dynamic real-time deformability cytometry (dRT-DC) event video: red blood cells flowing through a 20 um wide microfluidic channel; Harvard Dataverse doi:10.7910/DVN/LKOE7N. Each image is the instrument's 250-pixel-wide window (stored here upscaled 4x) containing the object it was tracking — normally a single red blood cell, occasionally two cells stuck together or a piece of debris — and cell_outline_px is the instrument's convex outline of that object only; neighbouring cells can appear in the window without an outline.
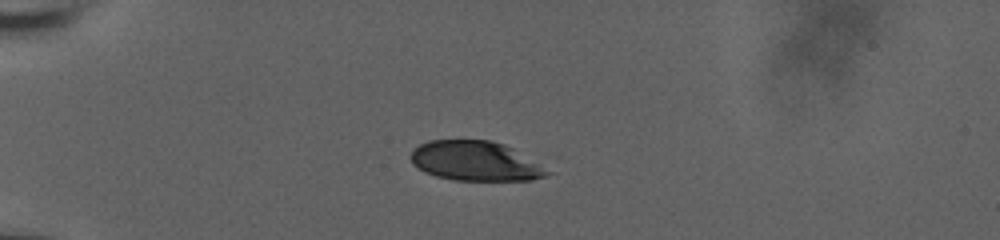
{"species": "human", "species_latin": "Homo sapiens", "temperature_condition": "room temperature", "stored_images_in_passage": 42, "camera_frame_rate_fps": 3000, "um_per_image_px": 0.085, "donor": {"sex": "male"}, "frame": {"image": 1, "passage_image": 1, "time_ms": 0.0, "image_size_px": [1000, 240], "cell_outline_px": [[556, 172], [532, 180], [452, 180], [436, 176], [424, 172], [412, 164], [412, 152], [420, 144], [428, 140], [492, 140], [504, 144], [512, 148]], "centroid_in_image_um": [40.46, 13.69], "position_along_channel_um": 44.5, "area_um2": 31.67}}
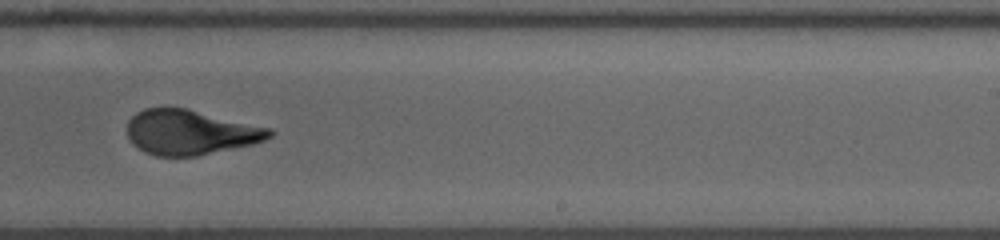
{"frame": {"image": 2, "passage_image": 23, "time_ms": 7.333, "image_size_px": [1000, 240], "cell_outline_px": [[276, 132], [272, 136], [264, 140], [252, 144], [196, 156], [156, 156], [144, 152], [132, 144], [128, 136], [128, 120], [136, 112], [144, 108], [184, 108], [272, 128]], "centroid_in_image_um": [16.17, 11.25], "position_along_channel_um": 272.8, "area_um2": 37.11}}
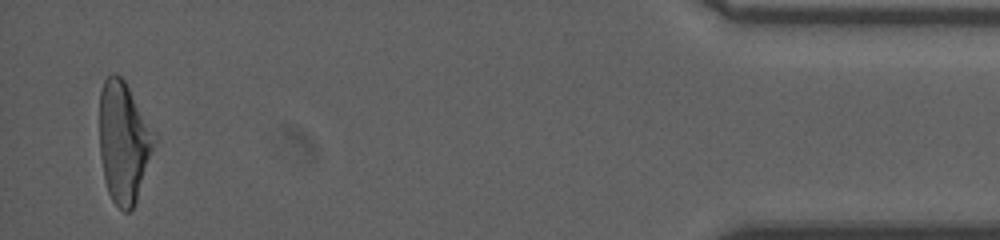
{"frame": {"image": 3, "passage_image": 41, "time_ms": 13.333, "image_size_px": [1000, 240], "cell_outline_px": [[156, 140], [136, 200], [132, 208], [128, 212], [124, 212], [112, 200], [108, 192], [104, 180], [100, 156], [100, 92], [104, 80], [112, 72], [120, 76], [124, 80], [156, 136]], "centroid_in_image_um": [10.48, 12.07], "position_along_channel_um": 424.7, "area_um2": 38.03}, "authors_computed_cell_mechanics": {"area_um2": 37.7434, "velocity_mm_per_s": 3.7214, "shape_relaxation_time_tau1_ms": 8.5944, "shape_relaxation_time_tau2_ms": null, "deformation_change_tau1": 0.2564, "deformation_change_tau2": null}}